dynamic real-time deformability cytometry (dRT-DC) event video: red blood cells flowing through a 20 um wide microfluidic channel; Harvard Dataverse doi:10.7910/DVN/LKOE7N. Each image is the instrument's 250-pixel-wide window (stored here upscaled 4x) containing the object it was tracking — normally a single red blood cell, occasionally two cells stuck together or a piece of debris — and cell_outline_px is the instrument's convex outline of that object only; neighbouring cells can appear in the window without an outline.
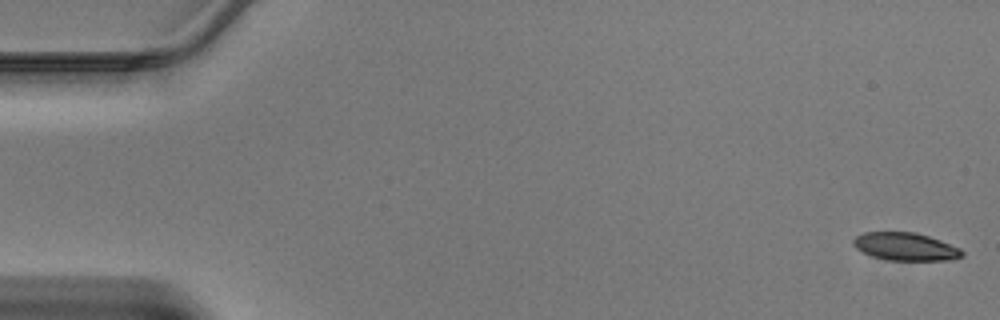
{"species": "Egyptian fruit bat (a non-hibernating species)", "species_latin": "Rousettus aegyptiacus", "temperature_condition": "warm", "stored_images_in_passage": 46, "camera_frame_rate_fps": 3000, "um_per_image_px": 0.085, "animal": {"sex": "male"}, "frame": {"image": 1, "passage_image": 1, "time_ms": 0.0, "image_size_px": [1000, 320], "cell_outline_px": [[964, 256], [948, 260], [884, 260], [872, 256], [856, 248], [852, 244], [852, 240], [856, 236], [864, 232], [916, 232], [940, 240], [960, 248], [964, 252]], "centroid_in_image_um": [76.96, 20.96], "position_along_channel_um": 8.0, "area_um2": 17.69}}
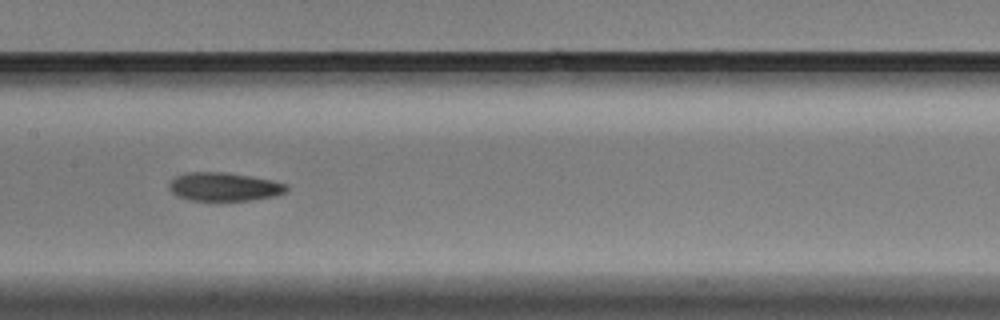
{"frame": {"image": 2, "passage_image": 23, "time_ms": 7.333, "image_size_px": [1000, 320], "cell_outline_px": [[288, 188], [284, 192], [276, 196], [248, 200], [188, 200], [176, 196], [168, 188], [168, 184], [176, 176], [188, 172], [224, 172], [272, 180], [288, 184]], "centroid_in_image_um": [19.02, 15.87], "position_along_channel_um": 188.4, "area_um2": 19.42}}
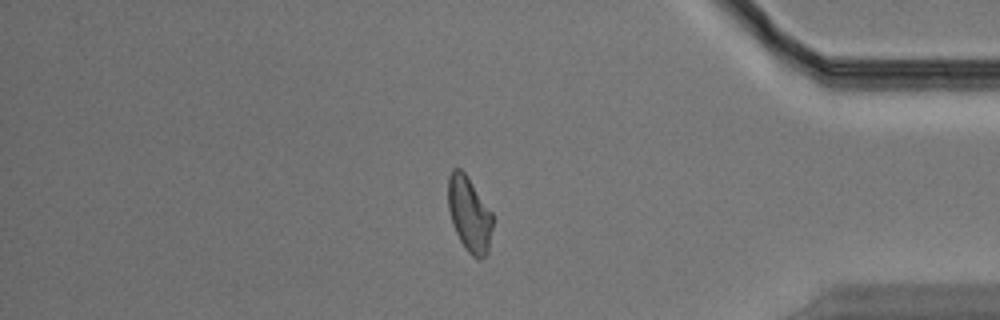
{"frame": {"image": 3, "passage_image": 39, "time_ms": 12.667, "image_size_px": [1000, 320], "cell_outline_px": [[492, 228], [488, 252], [480, 260], [476, 260], [468, 252], [460, 240], [452, 224], [448, 208], [448, 176], [452, 168], [460, 168], [468, 176], [492, 212]], "centroid_in_image_um": [39.88, 18.2], "position_along_channel_um": 395.3, "area_um2": 19.65}}